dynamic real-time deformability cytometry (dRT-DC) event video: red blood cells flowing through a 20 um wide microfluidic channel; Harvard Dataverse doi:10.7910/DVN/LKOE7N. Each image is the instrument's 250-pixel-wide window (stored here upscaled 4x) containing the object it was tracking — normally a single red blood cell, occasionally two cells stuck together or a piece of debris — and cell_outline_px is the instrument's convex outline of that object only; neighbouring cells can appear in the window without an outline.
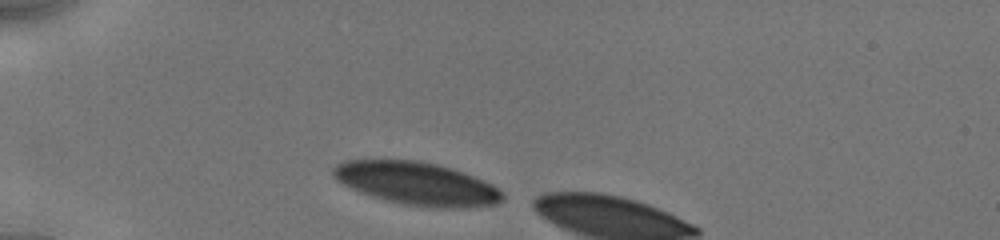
{"species": "human", "species_latin": "Homo sapiens", "temperature_condition": "cold", "stored_images_in_passage": 8, "camera_frame_rate_fps": 3000, "um_per_image_px": 0.085, "donor": {"sex": "male"}, "frame": {"image": 1, "passage_image": 1, "time_ms": 0.0, "image_size_px": [1000, 240], "cell_outline_px": [[504, 200], [496, 204], [464, 208], [432, 208], [404, 204], [384, 200], [372, 196], [352, 188], [336, 180], [332, 176], [332, 168], [336, 164], [344, 160], [420, 160], [452, 168], [464, 172], [492, 184], [504, 192]], "centroid_in_image_um": [35.45, 15.6], "position_along_channel_um": 49.6, "area_um2": 42.6}}